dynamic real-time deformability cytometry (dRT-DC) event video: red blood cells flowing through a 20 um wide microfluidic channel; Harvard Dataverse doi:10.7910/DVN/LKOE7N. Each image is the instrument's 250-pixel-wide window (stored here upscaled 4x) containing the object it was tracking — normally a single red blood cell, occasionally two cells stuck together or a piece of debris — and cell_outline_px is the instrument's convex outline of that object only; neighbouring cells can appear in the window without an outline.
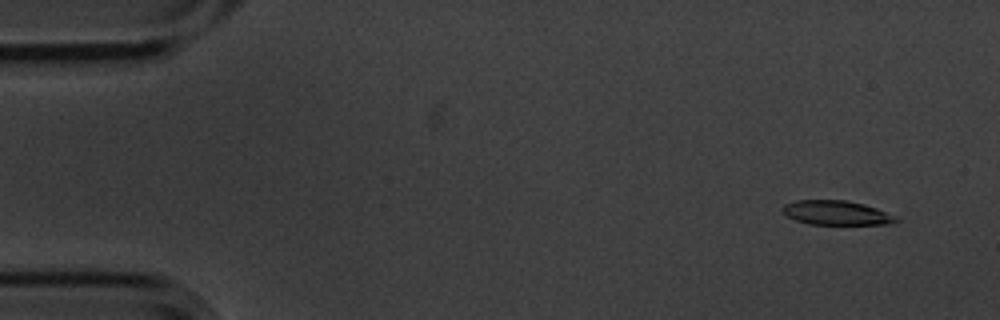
{"species": "common noctule bat (a hibernating species)", "species_latin": "Nyctalus noctula", "temperature_condition": "cold", "stored_images_in_passage": 5, "camera_frame_rate_fps": 3000, "um_per_image_px": 0.085, "animal": {"sex": "male", "body_mass_g": 20.1, "forearm_length_mm": 53.5}, "frame": {"image": 1, "passage_image": 1, "time_ms": 0.0, "image_size_px": [1000, 320], "cell_outline_px": [[900, 220], [888, 224], [808, 224], [796, 220], [788, 216], [780, 208], [784, 204], [796, 200], [844, 200], [864, 204], [876, 208]], "centroid_in_image_um": [71.03, 18.08], "position_along_channel_um": 14.0, "area_um2": 15.84}}
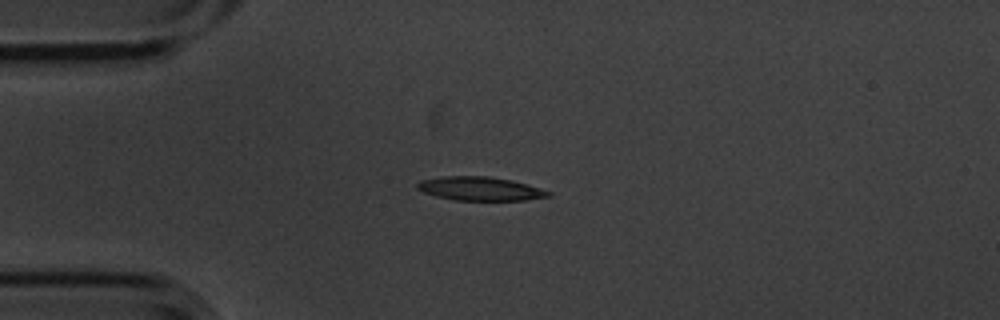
{"frame": {"image": 2, "passage_image": 3, "time_ms": 0.667, "image_size_px": [1000, 320], "cell_outline_px": [[552, 196], [524, 200], [456, 200], [436, 196], [424, 192], [416, 188], [416, 184], [420, 180], [444, 176], [488, 176], [512, 180], [528, 184], [552, 192]], "centroid_in_image_um": [40.83, 16.03], "position_along_channel_um": 44.2, "area_um2": 18.15}}
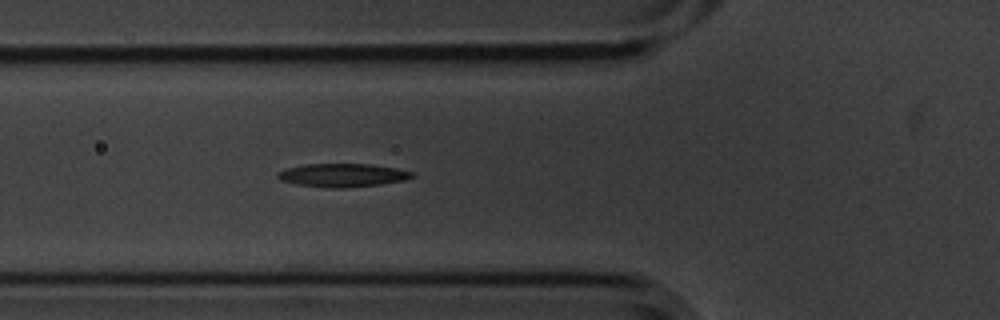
{"frame": {"image": 3, "passage_image": 5, "time_ms": 1.333, "image_size_px": [1000, 320], "cell_outline_px": [[416, 176], [404, 180], [380, 184], [344, 188], [336, 188], [300, 184], [280, 180], [276, 176], [280, 172], [288, 168], [304, 164], [368, 164], [396, 168], [412, 172]], "centroid_in_image_um": [29.16, 14.88], "position_along_channel_um": 96.6, "area_um2": 17.92}}